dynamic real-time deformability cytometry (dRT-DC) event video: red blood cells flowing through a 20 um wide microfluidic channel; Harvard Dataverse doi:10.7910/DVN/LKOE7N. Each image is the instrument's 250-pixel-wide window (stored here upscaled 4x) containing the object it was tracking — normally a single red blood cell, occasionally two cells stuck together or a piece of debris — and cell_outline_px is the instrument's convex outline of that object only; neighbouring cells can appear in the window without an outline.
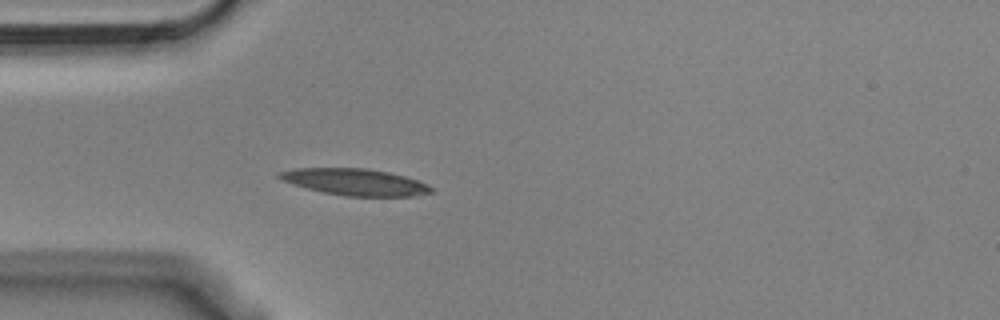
{"species": "Egyptian fruit bat (a non-hibernating species)", "species_latin": "Rousettus aegyptiacus", "temperature_condition": "cold", "stored_images_in_passage": 28, "camera_frame_rate_fps": 3000, "um_per_image_px": 0.085, "animal": {"sex": "male"}, "frame": {"image": 1, "passage_image": 6, "time_ms": 1.667, "image_size_px": [1000, 320], "cell_outline_px": [[432, 192], [412, 196], [344, 196], [324, 192], [292, 184], [280, 180], [276, 176], [276, 172], [296, 168], [364, 168], [388, 172], [404, 176], [428, 184], [432, 188]], "centroid_in_image_um": [30.12, 15.46], "position_along_channel_um": 54.9, "area_um2": 23.47}}